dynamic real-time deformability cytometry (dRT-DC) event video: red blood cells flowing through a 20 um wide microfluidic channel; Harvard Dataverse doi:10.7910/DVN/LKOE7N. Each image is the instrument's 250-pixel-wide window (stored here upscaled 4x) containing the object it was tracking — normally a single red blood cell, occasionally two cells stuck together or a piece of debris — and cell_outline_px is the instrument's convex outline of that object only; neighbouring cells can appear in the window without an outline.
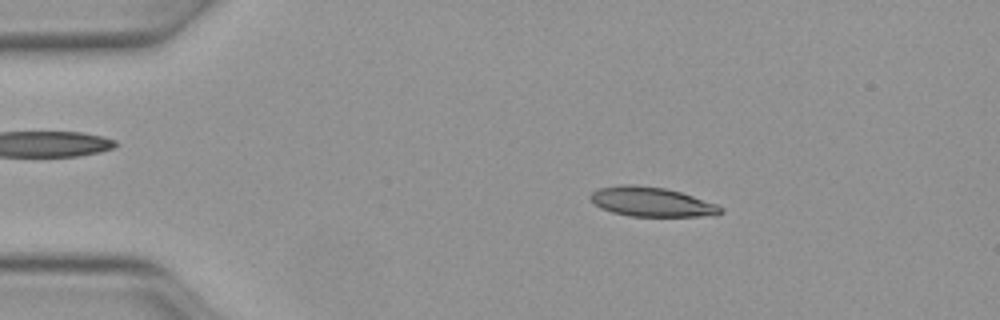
{"species": "Egyptian fruit bat (a non-hibernating species)", "species_latin": "Rousettus aegyptiacus", "temperature_condition": "warm", "stored_images_in_passage": 48, "camera_frame_rate_fps": 3000, "um_per_image_px": 0.085, "animal": {"sex": "female"}, "frame": {"image": 1, "passage_image": 8, "time_ms": 2.333, "image_size_px": [1000, 320], "cell_outline_px": [[724, 212], [716, 216], [628, 216], [612, 212], [600, 208], [588, 196], [592, 192], [600, 188], [620, 184], [628, 184], [664, 188], [680, 192], [716, 204], [724, 208]], "centroid_in_image_um": [55.4, 17.17], "position_along_channel_um": 29.6, "area_um2": 22.31}}
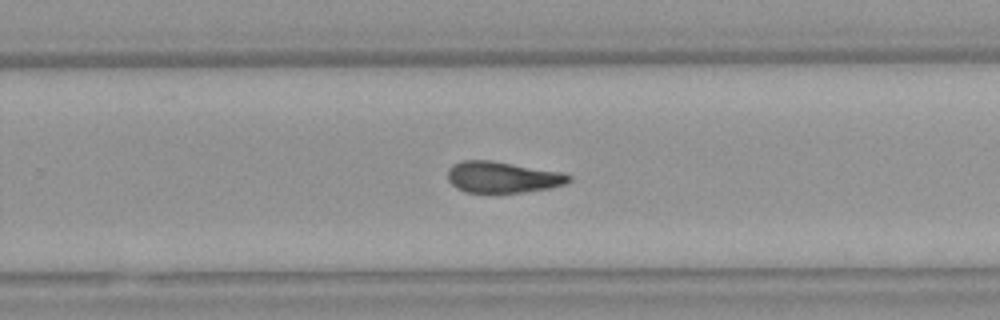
{"frame": {"image": 2, "passage_image": 31, "time_ms": 10.0, "image_size_px": [1000, 320], "cell_outline_px": [[572, 180], [564, 184], [552, 188], [524, 192], [464, 192], [456, 188], [448, 180], [448, 168], [452, 164], [460, 160], [492, 160], [560, 172], [572, 176]], "centroid_in_image_um": [42.69, 15.05], "position_along_channel_um": 287.1, "area_um2": 22.14}}
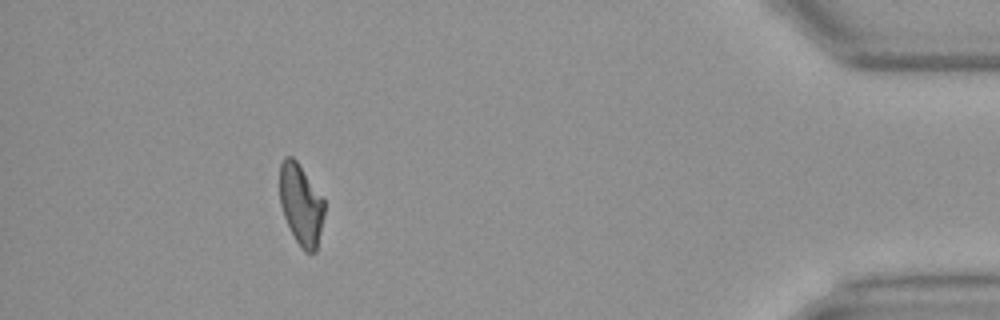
{"frame": {"image": 3, "passage_image": 44, "time_ms": 14.333, "image_size_px": [1000, 320], "cell_outline_px": [[324, 216], [316, 252], [304, 252], [300, 248], [284, 216], [280, 204], [280, 164], [284, 156], [292, 156], [296, 160], [324, 200]], "centroid_in_image_um": [25.58, 17.4], "position_along_channel_um": 409.6, "area_um2": 20.87}, "authors_computed_cell_mechanics": {"area_um2": 22.3686, "velocity_mm_per_s": 4.1301, "shape_relaxation_time_tau1_ms": null, "shape_relaxation_time_tau2_ms": 7.0217, "deformation_change_tau1": null, "deformation_change_tau2": 0.1769}}